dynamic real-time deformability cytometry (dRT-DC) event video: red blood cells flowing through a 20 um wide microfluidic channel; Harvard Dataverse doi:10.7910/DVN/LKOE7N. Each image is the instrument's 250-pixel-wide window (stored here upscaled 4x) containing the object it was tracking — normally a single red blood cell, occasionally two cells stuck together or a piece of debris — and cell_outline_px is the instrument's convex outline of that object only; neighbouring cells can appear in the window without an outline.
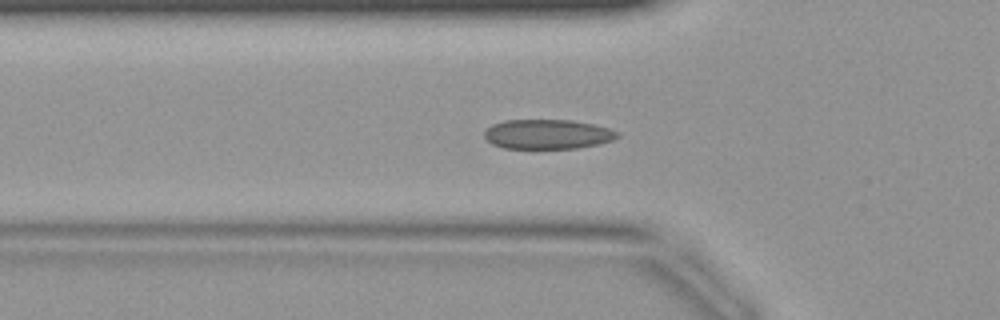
{"species": "common noctule bat (a hibernating species)", "species_latin": "Nyctalus noctula", "temperature_condition": "warm", "stored_images_in_passage": 43, "camera_frame_rate_fps": 3000, "um_per_image_px": 0.085, "animal": {"sex": "female", "body_mass_g": 19.9}, "frame": {"image": 1, "passage_image": 14, "time_ms": 4.333, "image_size_px": [1000, 320], "cell_outline_px": [[620, 136], [612, 140], [600, 144], [576, 148], [532, 152], [504, 148], [492, 144], [484, 136], [484, 132], [492, 124], [504, 120], [572, 120], [592, 124], [608, 128], [620, 132]], "centroid_in_image_um": [46.52, 11.46], "position_along_channel_um": 79.3, "area_um2": 23.99}}
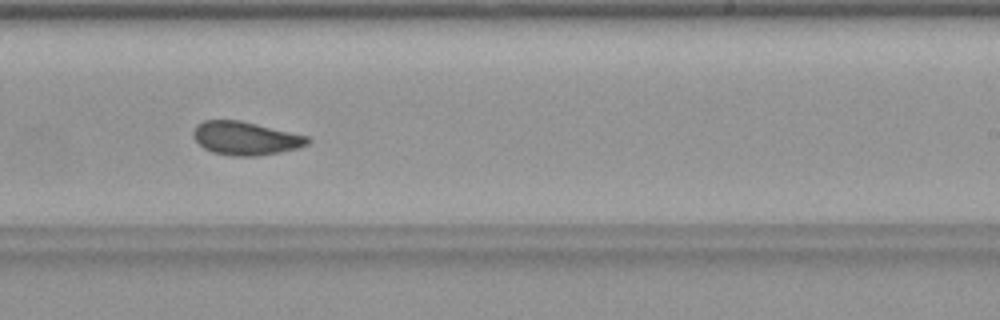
{"frame": {"image": 2, "passage_image": 26, "time_ms": 8.333, "image_size_px": [1000, 320], "cell_outline_px": [[312, 140], [308, 144], [296, 148], [280, 152], [256, 156], [232, 156], [212, 152], [204, 148], [192, 136], [192, 132], [196, 124], [204, 120], [240, 120], [308, 136]], "centroid_in_image_um": [20.85, 11.75], "position_along_channel_um": 268.2, "area_um2": 22.25}}
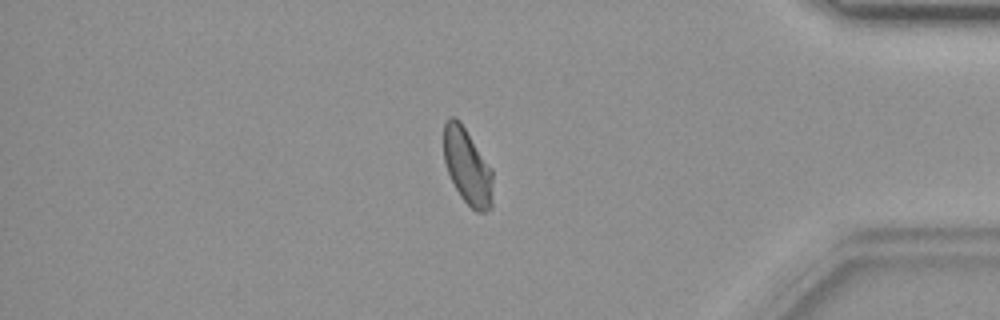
{"frame": {"image": 3, "passage_image": 36, "time_ms": 11.667, "image_size_px": [1000, 320], "cell_outline_px": [[492, 208], [484, 212], [476, 212], [460, 196], [448, 172], [444, 160], [444, 124], [452, 116], [456, 116], [460, 120], [492, 168]], "centroid_in_image_um": [39.74, 14.15], "position_along_channel_um": 395.5, "area_um2": 21.73}}